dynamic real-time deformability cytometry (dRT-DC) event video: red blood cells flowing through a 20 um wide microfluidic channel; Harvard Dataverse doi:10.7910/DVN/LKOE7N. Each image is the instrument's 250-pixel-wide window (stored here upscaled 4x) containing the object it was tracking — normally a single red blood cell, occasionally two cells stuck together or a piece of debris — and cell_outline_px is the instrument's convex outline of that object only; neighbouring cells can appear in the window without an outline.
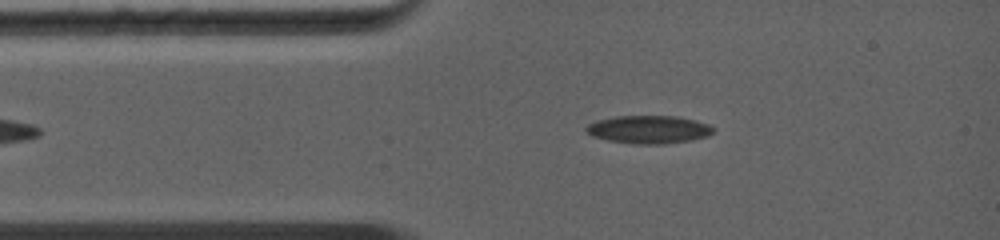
{"species": "common noctule bat (a hibernating species)", "species_latin": "Nyctalus noctula", "temperature_condition": "warm", "stored_images_in_passage": 40, "camera_frame_rate_fps": 5000, "um_per_image_px": 0.085, "animal": {"sex": "female", "body_mass_g": 19.0, "forearm_length_mm": 56.7}, "frame": {"image": 1, "passage_image": 4, "time_ms": 0.6, "image_size_px": [1000, 240], "cell_outline_px": [[716, 128], [708, 136], [692, 140], [664, 144], [636, 144], [608, 140], [592, 136], [584, 128], [588, 124], [596, 120], [616, 116], [676, 116], [696, 120], [708, 124]], "centroid_in_image_um": [55.16, 11.0], "position_along_channel_um": 29.8, "area_um2": 20.81}}
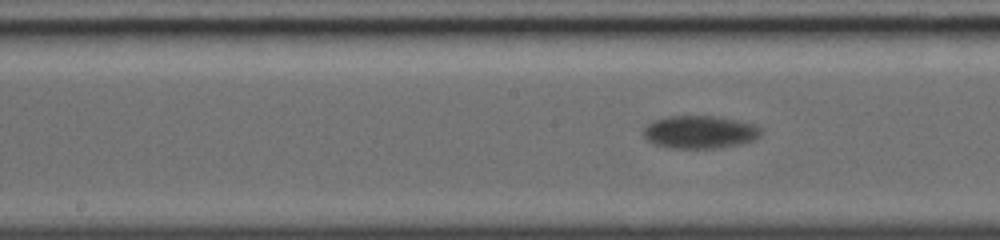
{"frame": {"image": 2, "passage_image": 23, "time_ms": 4.8, "image_size_px": [1000, 240], "cell_outline_px": [[764, 128], [760, 136], [756, 140], [740, 144], [720, 148], [672, 148], [656, 144], [648, 140], [644, 136], [644, 128], [652, 120], [668, 116], [716, 116], [740, 120], [756, 124]], "centroid_in_image_um": [59.57, 11.21], "position_along_channel_um": 188.6, "area_um2": 22.83}}
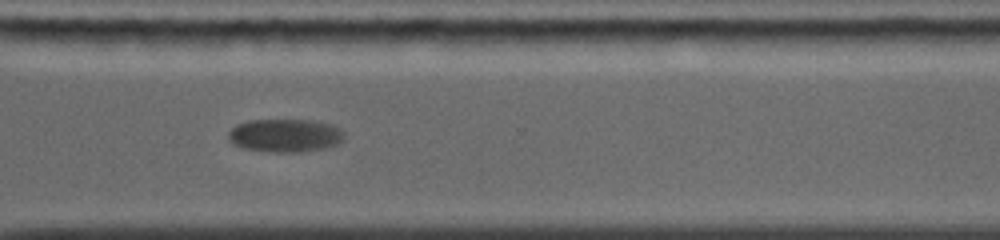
{"frame": {"image": 3, "passage_image": 39, "time_ms": 8.6, "image_size_px": [1000, 240], "cell_outline_px": [[344, 136], [336, 144], [324, 148], [292, 152], [272, 152], [244, 148], [232, 144], [228, 140], [228, 132], [236, 124], [248, 120], [312, 120], [332, 124], [340, 128], [344, 132]], "centroid_in_image_um": [24.19, 11.5], "position_along_channel_um": 346.4, "area_um2": 22.37}}